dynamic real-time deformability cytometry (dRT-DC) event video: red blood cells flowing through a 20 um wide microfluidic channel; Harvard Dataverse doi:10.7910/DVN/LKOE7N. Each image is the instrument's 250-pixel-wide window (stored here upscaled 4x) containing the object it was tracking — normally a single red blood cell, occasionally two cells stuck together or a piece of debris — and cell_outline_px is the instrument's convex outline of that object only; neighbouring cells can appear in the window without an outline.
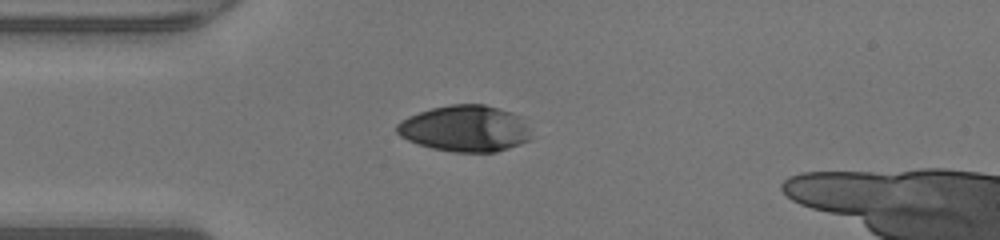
{"species": "human", "species_latin": "Homo sapiens", "temperature_condition": "warm", "stored_images_in_passage": 35, "camera_frame_rate_fps": 3000, "um_per_image_px": 0.085, "donor": {"sex": "male"}, "frame": {"image": 1, "passage_image": 1, "time_ms": 0.0, "image_size_px": [1000, 240], "cell_outline_px": [[532, 140], [496, 152], [452, 152], [432, 148], [408, 140], [400, 136], [396, 132], [396, 124], [400, 120], [408, 116], [432, 108], [452, 104], [484, 104], [512, 112], [520, 116], [528, 128], [532, 136]], "centroid_in_image_um": [39.54, 10.93], "position_along_channel_um": 45.5, "area_um2": 36.36}}
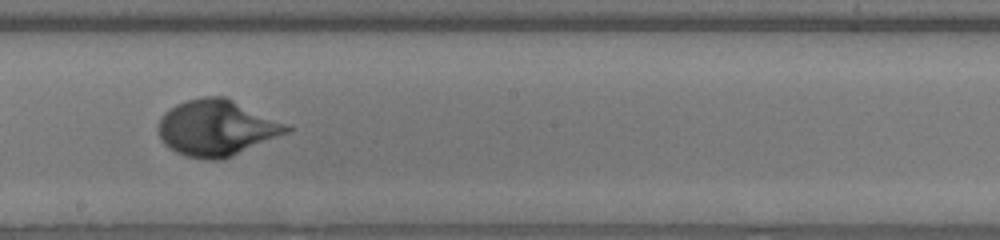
{"frame": {"image": 2, "passage_image": 15, "time_ms": 4.667, "image_size_px": [1000, 240], "cell_outline_px": [[296, 128], [288, 132], [224, 160], [208, 160], [184, 156], [168, 148], [160, 140], [160, 120], [164, 112], [176, 104], [188, 100], [204, 96], [224, 96]], "centroid_in_image_um": [18.41, 10.89], "position_along_channel_um": 229.8, "area_um2": 41.79}}
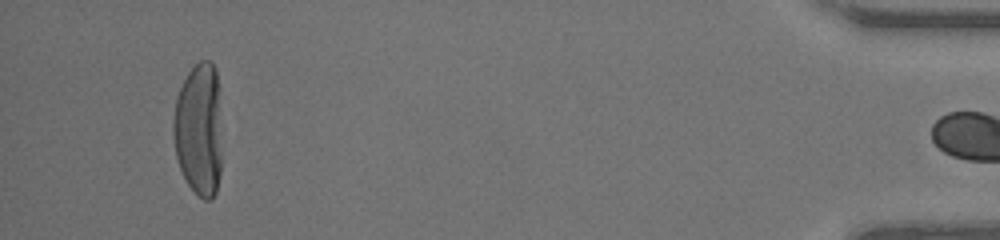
{"frame": {"image": 3, "passage_image": 34, "time_ms": 11.0, "image_size_px": [1000, 240], "cell_outline_px": [[220, 172], [216, 192], [212, 200], [204, 200], [188, 184], [180, 168], [176, 156], [172, 136], [172, 124], [176, 96], [188, 72], [200, 60], [208, 60], [216, 68], [220, 152]], "centroid_in_image_um": [16.86, 11.02], "position_along_channel_um": 418.3, "area_um2": 37.22}, "authors_computed_cell_mechanics": {"area_um2": 39.3618, "velocity_mm_per_s": 4.2761, "shape_relaxation_time_tau1_ms": 3.3628, "shape_relaxation_time_tau2_ms": null, "deformation_change_tau1": 0.2404, "deformation_change_tau2": null}}